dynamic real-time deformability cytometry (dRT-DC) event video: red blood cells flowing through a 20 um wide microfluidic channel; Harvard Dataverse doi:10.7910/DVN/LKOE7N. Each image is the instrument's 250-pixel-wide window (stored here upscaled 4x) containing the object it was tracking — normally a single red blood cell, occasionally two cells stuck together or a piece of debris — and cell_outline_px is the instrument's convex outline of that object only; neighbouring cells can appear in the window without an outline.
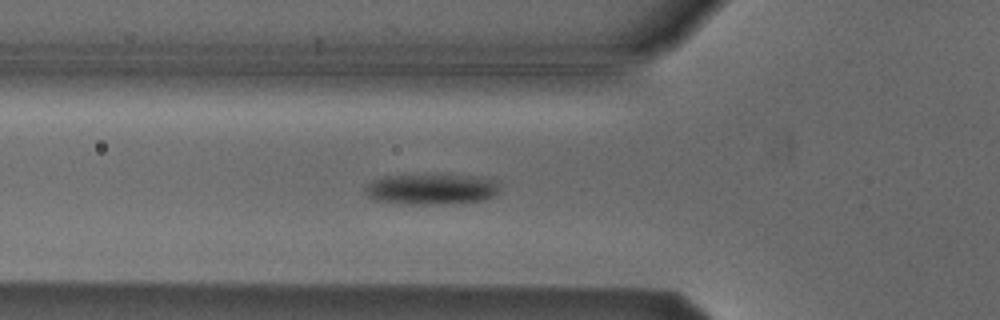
{"species": "Egyptian fruit bat (a non-hibernating species)", "species_latin": "Rousettus aegyptiacus", "temperature_condition": "cold", "stored_images_in_passage": 38, "camera_frame_rate_fps": 3000, "um_per_image_px": 0.085, "animal": {"sex": "male"}, "frame": {"image": 1, "passage_image": 3, "time_ms": 0.667, "image_size_px": [1000, 320], "cell_outline_px": [[496, 196], [488, 200], [452, 204], [392, 204], [372, 200], [368, 196], [364, 188], [372, 180], [384, 176], [472, 176], [492, 180], [496, 184]], "centroid_in_image_um": [36.6, 16.13], "position_along_channel_um": 89.2, "area_um2": 23.93}}
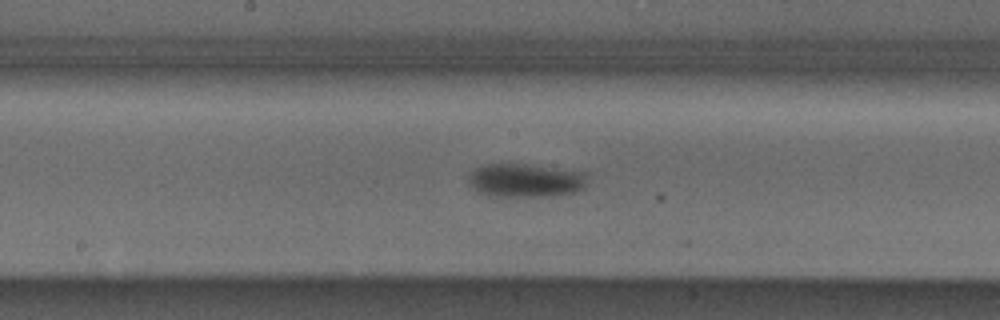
{"frame": {"image": 2, "passage_image": 12, "time_ms": 3.667, "image_size_px": [1000, 320], "cell_outline_px": [[584, 188], [576, 192], [552, 196], [496, 196], [476, 192], [472, 184], [472, 172], [476, 168], [488, 164], [532, 164], [584, 172]], "centroid_in_image_um": [44.71, 15.33], "position_along_channel_um": 203.5, "area_um2": 22.83}}
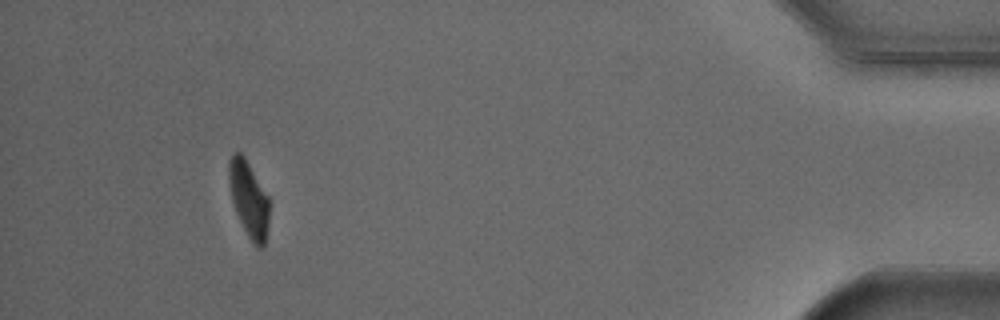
{"frame": {"image": 3, "passage_image": 34, "time_ms": 11.0, "image_size_px": [1000, 320], "cell_outline_px": [[268, 220], [264, 244], [260, 248], [248, 236], [236, 212], [232, 200], [228, 180], [228, 160], [232, 152], [240, 152], [244, 156], [268, 196]], "centroid_in_image_um": [21.11, 16.83], "position_along_channel_um": 414.1, "area_um2": 17.4}, "authors_computed_cell_mechanics": {"area_um2": 21.8773, "velocity_mm_per_s": 3.8125, "shape_relaxation_time_tau1_ms": 1.8739, "shape_relaxation_time_tau2_ms": null, "deformation_change_tau1": 0.0914, "deformation_change_tau2": null}}